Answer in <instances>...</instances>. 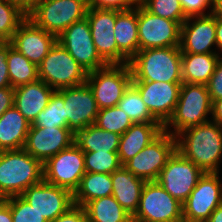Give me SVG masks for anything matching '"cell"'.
I'll use <instances>...</instances> for the list:
<instances>
[{
	"instance_id": "cell-45",
	"label": "cell",
	"mask_w": 222,
	"mask_h": 222,
	"mask_svg": "<svg viewBox=\"0 0 222 222\" xmlns=\"http://www.w3.org/2000/svg\"><path fill=\"white\" fill-rule=\"evenodd\" d=\"M18 7L26 16L36 7L41 0H8Z\"/></svg>"
},
{
	"instance_id": "cell-14",
	"label": "cell",
	"mask_w": 222,
	"mask_h": 222,
	"mask_svg": "<svg viewBox=\"0 0 222 222\" xmlns=\"http://www.w3.org/2000/svg\"><path fill=\"white\" fill-rule=\"evenodd\" d=\"M57 41L87 73L107 65L96 51L90 25L86 17L71 24L57 36Z\"/></svg>"
},
{
	"instance_id": "cell-44",
	"label": "cell",
	"mask_w": 222,
	"mask_h": 222,
	"mask_svg": "<svg viewBox=\"0 0 222 222\" xmlns=\"http://www.w3.org/2000/svg\"><path fill=\"white\" fill-rule=\"evenodd\" d=\"M14 106V88H0V117L3 113Z\"/></svg>"
},
{
	"instance_id": "cell-53",
	"label": "cell",
	"mask_w": 222,
	"mask_h": 222,
	"mask_svg": "<svg viewBox=\"0 0 222 222\" xmlns=\"http://www.w3.org/2000/svg\"><path fill=\"white\" fill-rule=\"evenodd\" d=\"M219 0H212L213 4L215 5Z\"/></svg>"
},
{
	"instance_id": "cell-43",
	"label": "cell",
	"mask_w": 222,
	"mask_h": 222,
	"mask_svg": "<svg viewBox=\"0 0 222 222\" xmlns=\"http://www.w3.org/2000/svg\"><path fill=\"white\" fill-rule=\"evenodd\" d=\"M51 222H88V220L84 208L74 205Z\"/></svg>"
},
{
	"instance_id": "cell-16",
	"label": "cell",
	"mask_w": 222,
	"mask_h": 222,
	"mask_svg": "<svg viewBox=\"0 0 222 222\" xmlns=\"http://www.w3.org/2000/svg\"><path fill=\"white\" fill-rule=\"evenodd\" d=\"M56 91L63 97L65 122L74 135L85 127L95 124L99 108L87 83Z\"/></svg>"
},
{
	"instance_id": "cell-42",
	"label": "cell",
	"mask_w": 222,
	"mask_h": 222,
	"mask_svg": "<svg viewBox=\"0 0 222 222\" xmlns=\"http://www.w3.org/2000/svg\"><path fill=\"white\" fill-rule=\"evenodd\" d=\"M9 54V42L0 46V88L11 87L7 58Z\"/></svg>"
},
{
	"instance_id": "cell-48",
	"label": "cell",
	"mask_w": 222,
	"mask_h": 222,
	"mask_svg": "<svg viewBox=\"0 0 222 222\" xmlns=\"http://www.w3.org/2000/svg\"><path fill=\"white\" fill-rule=\"evenodd\" d=\"M0 222H13L10 207L5 204L0 208Z\"/></svg>"
},
{
	"instance_id": "cell-17",
	"label": "cell",
	"mask_w": 222,
	"mask_h": 222,
	"mask_svg": "<svg viewBox=\"0 0 222 222\" xmlns=\"http://www.w3.org/2000/svg\"><path fill=\"white\" fill-rule=\"evenodd\" d=\"M21 196L29 202L48 222L66 213L72 206L73 193L45 180L28 187Z\"/></svg>"
},
{
	"instance_id": "cell-25",
	"label": "cell",
	"mask_w": 222,
	"mask_h": 222,
	"mask_svg": "<svg viewBox=\"0 0 222 222\" xmlns=\"http://www.w3.org/2000/svg\"><path fill=\"white\" fill-rule=\"evenodd\" d=\"M114 37L118 50L130 61L139 51L138 5L128 10H116Z\"/></svg>"
},
{
	"instance_id": "cell-32",
	"label": "cell",
	"mask_w": 222,
	"mask_h": 222,
	"mask_svg": "<svg viewBox=\"0 0 222 222\" xmlns=\"http://www.w3.org/2000/svg\"><path fill=\"white\" fill-rule=\"evenodd\" d=\"M133 123H159L142 101L139 91L131 84L117 105Z\"/></svg>"
},
{
	"instance_id": "cell-9",
	"label": "cell",
	"mask_w": 222,
	"mask_h": 222,
	"mask_svg": "<svg viewBox=\"0 0 222 222\" xmlns=\"http://www.w3.org/2000/svg\"><path fill=\"white\" fill-rule=\"evenodd\" d=\"M176 150V136L163 130L123 166L146 182L157 181L161 170Z\"/></svg>"
},
{
	"instance_id": "cell-33",
	"label": "cell",
	"mask_w": 222,
	"mask_h": 222,
	"mask_svg": "<svg viewBox=\"0 0 222 222\" xmlns=\"http://www.w3.org/2000/svg\"><path fill=\"white\" fill-rule=\"evenodd\" d=\"M64 106L63 97L57 91H55L51 96L47 107L38 114L34 123L31 125L41 128H68V124L65 122Z\"/></svg>"
},
{
	"instance_id": "cell-5",
	"label": "cell",
	"mask_w": 222,
	"mask_h": 222,
	"mask_svg": "<svg viewBox=\"0 0 222 222\" xmlns=\"http://www.w3.org/2000/svg\"><path fill=\"white\" fill-rule=\"evenodd\" d=\"M87 76L88 73L58 41L38 66L39 79L55 90L82 85Z\"/></svg>"
},
{
	"instance_id": "cell-47",
	"label": "cell",
	"mask_w": 222,
	"mask_h": 222,
	"mask_svg": "<svg viewBox=\"0 0 222 222\" xmlns=\"http://www.w3.org/2000/svg\"><path fill=\"white\" fill-rule=\"evenodd\" d=\"M216 47L222 54V18L216 16Z\"/></svg>"
},
{
	"instance_id": "cell-23",
	"label": "cell",
	"mask_w": 222,
	"mask_h": 222,
	"mask_svg": "<svg viewBox=\"0 0 222 222\" xmlns=\"http://www.w3.org/2000/svg\"><path fill=\"white\" fill-rule=\"evenodd\" d=\"M112 195L133 216L138 209L145 180L138 178L124 166L111 174Z\"/></svg>"
},
{
	"instance_id": "cell-6",
	"label": "cell",
	"mask_w": 222,
	"mask_h": 222,
	"mask_svg": "<svg viewBox=\"0 0 222 222\" xmlns=\"http://www.w3.org/2000/svg\"><path fill=\"white\" fill-rule=\"evenodd\" d=\"M87 0H41L27 15L36 26L56 37L86 17Z\"/></svg>"
},
{
	"instance_id": "cell-29",
	"label": "cell",
	"mask_w": 222,
	"mask_h": 222,
	"mask_svg": "<svg viewBox=\"0 0 222 222\" xmlns=\"http://www.w3.org/2000/svg\"><path fill=\"white\" fill-rule=\"evenodd\" d=\"M111 174L86 172L73 193L74 205L83 207L87 202L112 195Z\"/></svg>"
},
{
	"instance_id": "cell-1",
	"label": "cell",
	"mask_w": 222,
	"mask_h": 222,
	"mask_svg": "<svg viewBox=\"0 0 222 222\" xmlns=\"http://www.w3.org/2000/svg\"><path fill=\"white\" fill-rule=\"evenodd\" d=\"M177 150L204 172L220 173L222 128L213 120L189 127L176 135Z\"/></svg>"
},
{
	"instance_id": "cell-37",
	"label": "cell",
	"mask_w": 222,
	"mask_h": 222,
	"mask_svg": "<svg viewBox=\"0 0 222 222\" xmlns=\"http://www.w3.org/2000/svg\"><path fill=\"white\" fill-rule=\"evenodd\" d=\"M142 5L152 14L176 21L180 25L188 18L179 0H147Z\"/></svg>"
},
{
	"instance_id": "cell-34",
	"label": "cell",
	"mask_w": 222,
	"mask_h": 222,
	"mask_svg": "<svg viewBox=\"0 0 222 222\" xmlns=\"http://www.w3.org/2000/svg\"><path fill=\"white\" fill-rule=\"evenodd\" d=\"M134 123L118 106L99 109L95 125L105 131L124 134Z\"/></svg>"
},
{
	"instance_id": "cell-8",
	"label": "cell",
	"mask_w": 222,
	"mask_h": 222,
	"mask_svg": "<svg viewBox=\"0 0 222 222\" xmlns=\"http://www.w3.org/2000/svg\"><path fill=\"white\" fill-rule=\"evenodd\" d=\"M86 83L94 94L99 109L117 106L132 84L129 64H107L88 73Z\"/></svg>"
},
{
	"instance_id": "cell-30",
	"label": "cell",
	"mask_w": 222,
	"mask_h": 222,
	"mask_svg": "<svg viewBox=\"0 0 222 222\" xmlns=\"http://www.w3.org/2000/svg\"><path fill=\"white\" fill-rule=\"evenodd\" d=\"M83 208L88 222H132V216L113 195L91 200Z\"/></svg>"
},
{
	"instance_id": "cell-26",
	"label": "cell",
	"mask_w": 222,
	"mask_h": 222,
	"mask_svg": "<svg viewBox=\"0 0 222 222\" xmlns=\"http://www.w3.org/2000/svg\"><path fill=\"white\" fill-rule=\"evenodd\" d=\"M30 123L14 106L0 117V152L23 149Z\"/></svg>"
},
{
	"instance_id": "cell-4",
	"label": "cell",
	"mask_w": 222,
	"mask_h": 222,
	"mask_svg": "<svg viewBox=\"0 0 222 222\" xmlns=\"http://www.w3.org/2000/svg\"><path fill=\"white\" fill-rule=\"evenodd\" d=\"M212 104L205 84L182 83L175 110L163 130L176 136L184 129L208 122Z\"/></svg>"
},
{
	"instance_id": "cell-21",
	"label": "cell",
	"mask_w": 222,
	"mask_h": 222,
	"mask_svg": "<svg viewBox=\"0 0 222 222\" xmlns=\"http://www.w3.org/2000/svg\"><path fill=\"white\" fill-rule=\"evenodd\" d=\"M56 41L54 34L46 32L26 18L19 25L10 43L19 53L39 66Z\"/></svg>"
},
{
	"instance_id": "cell-13",
	"label": "cell",
	"mask_w": 222,
	"mask_h": 222,
	"mask_svg": "<svg viewBox=\"0 0 222 222\" xmlns=\"http://www.w3.org/2000/svg\"><path fill=\"white\" fill-rule=\"evenodd\" d=\"M181 25L138 5L139 50L180 46Z\"/></svg>"
},
{
	"instance_id": "cell-10",
	"label": "cell",
	"mask_w": 222,
	"mask_h": 222,
	"mask_svg": "<svg viewBox=\"0 0 222 222\" xmlns=\"http://www.w3.org/2000/svg\"><path fill=\"white\" fill-rule=\"evenodd\" d=\"M84 152L73 143L43 164V180L72 193L85 175Z\"/></svg>"
},
{
	"instance_id": "cell-52",
	"label": "cell",
	"mask_w": 222,
	"mask_h": 222,
	"mask_svg": "<svg viewBox=\"0 0 222 222\" xmlns=\"http://www.w3.org/2000/svg\"><path fill=\"white\" fill-rule=\"evenodd\" d=\"M136 5H142L147 0H134Z\"/></svg>"
},
{
	"instance_id": "cell-12",
	"label": "cell",
	"mask_w": 222,
	"mask_h": 222,
	"mask_svg": "<svg viewBox=\"0 0 222 222\" xmlns=\"http://www.w3.org/2000/svg\"><path fill=\"white\" fill-rule=\"evenodd\" d=\"M204 173L201 168L176 150L161 170L157 182L172 197L183 203Z\"/></svg>"
},
{
	"instance_id": "cell-11",
	"label": "cell",
	"mask_w": 222,
	"mask_h": 222,
	"mask_svg": "<svg viewBox=\"0 0 222 222\" xmlns=\"http://www.w3.org/2000/svg\"><path fill=\"white\" fill-rule=\"evenodd\" d=\"M222 204V182L219 173L205 172L189 197L182 203L183 222H206Z\"/></svg>"
},
{
	"instance_id": "cell-7",
	"label": "cell",
	"mask_w": 222,
	"mask_h": 222,
	"mask_svg": "<svg viewBox=\"0 0 222 222\" xmlns=\"http://www.w3.org/2000/svg\"><path fill=\"white\" fill-rule=\"evenodd\" d=\"M132 222H183L182 203L157 181L146 182Z\"/></svg>"
},
{
	"instance_id": "cell-39",
	"label": "cell",
	"mask_w": 222,
	"mask_h": 222,
	"mask_svg": "<svg viewBox=\"0 0 222 222\" xmlns=\"http://www.w3.org/2000/svg\"><path fill=\"white\" fill-rule=\"evenodd\" d=\"M187 17L190 16H207L213 14L214 4L212 0H179ZM206 9L207 13L205 12Z\"/></svg>"
},
{
	"instance_id": "cell-20",
	"label": "cell",
	"mask_w": 222,
	"mask_h": 222,
	"mask_svg": "<svg viewBox=\"0 0 222 222\" xmlns=\"http://www.w3.org/2000/svg\"><path fill=\"white\" fill-rule=\"evenodd\" d=\"M75 135L69 128H41L30 125L24 149L44 164L61 150L69 148Z\"/></svg>"
},
{
	"instance_id": "cell-46",
	"label": "cell",
	"mask_w": 222,
	"mask_h": 222,
	"mask_svg": "<svg viewBox=\"0 0 222 222\" xmlns=\"http://www.w3.org/2000/svg\"><path fill=\"white\" fill-rule=\"evenodd\" d=\"M210 119L222 128V98L213 101L212 117Z\"/></svg>"
},
{
	"instance_id": "cell-3",
	"label": "cell",
	"mask_w": 222,
	"mask_h": 222,
	"mask_svg": "<svg viewBox=\"0 0 222 222\" xmlns=\"http://www.w3.org/2000/svg\"><path fill=\"white\" fill-rule=\"evenodd\" d=\"M43 180V164L24 148L0 152V191L6 197L21 195Z\"/></svg>"
},
{
	"instance_id": "cell-2",
	"label": "cell",
	"mask_w": 222,
	"mask_h": 222,
	"mask_svg": "<svg viewBox=\"0 0 222 222\" xmlns=\"http://www.w3.org/2000/svg\"><path fill=\"white\" fill-rule=\"evenodd\" d=\"M128 64L132 81L183 83L180 46L139 50Z\"/></svg>"
},
{
	"instance_id": "cell-38",
	"label": "cell",
	"mask_w": 222,
	"mask_h": 222,
	"mask_svg": "<svg viewBox=\"0 0 222 222\" xmlns=\"http://www.w3.org/2000/svg\"><path fill=\"white\" fill-rule=\"evenodd\" d=\"M6 204L10 207L13 222H48L21 195L7 197Z\"/></svg>"
},
{
	"instance_id": "cell-41",
	"label": "cell",
	"mask_w": 222,
	"mask_h": 222,
	"mask_svg": "<svg viewBox=\"0 0 222 222\" xmlns=\"http://www.w3.org/2000/svg\"><path fill=\"white\" fill-rule=\"evenodd\" d=\"M206 86L212 102L222 98V58L217 63L214 73Z\"/></svg>"
},
{
	"instance_id": "cell-36",
	"label": "cell",
	"mask_w": 222,
	"mask_h": 222,
	"mask_svg": "<svg viewBox=\"0 0 222 222\" xmlns=\"http://www.w3.org/2000/svg\"><path fill=\"white\" fill-rule=\"evenodd\" d=\"M85 171L112 174L123 165L117 152H84Z\"/></svg>"
},
{
	"instance_id": "cell-22",
	"label": "cell",
	"mask_w": 222,
	"mask_h": 222,
	"mask_svg": "<svg viewBox=\"0 0 222 222\" xmlns=\"http://www.w3.org/2000/svg\"><path fill=\"white\" fill-rule=\"evenodd\" d=\"M55 91L40 79L15 87L14 107L19 110L31 125L38 114L47 107Z\"/></svg>"
},
{
	"instance_id": "cell-24",
	"label": "cell",
	"mask_w": 222,
	"mask_h": 222,
	"mask_svg": "<svg viewBox=\"0 0 222 222\" xmlns=\"http://www.w3.org/2000/svg\"><path fill=\"white\" fill-rule=\"evenodd\" d=\"M160 123H134L120 136L118 155L122 165L137 155L161 132Z\"/></svg>"
},
{
	"instance_id": "cell-27",
	"label": "cell",
	"mask_w": 222,
	"mask_h": 222,
	"mask_svg": "<svg viewBox=\"0 0 222 222\" xmlns=\"http://www.w3.org/2000/svg\"><path fill=\"white\" fill-rule=\"evenodd\" d=\"M222 55L181 53L182 81L189 84H207Z\"/></svg>"
},
{
	"instance_id": "cell-31",
	"label": "cell",
	"mask_w": 222,
	"mask_h": 222,
	"mask_svg": "<svg viewBox=\"0 0 222 222\" xmlns=\"http://www.w3.org/2000/svg\"><path fill=\"white\" fill-rule=\"evenodd\" d=\"M7 64L10 83L13 88L39 79L38 66L14 49L10 42Z\"/></svg>"
},
{
	"instance_id": "cell-40",
	"label": "cell",
	"mask_w": 222,
	"mask_h": 222,
	"mask_svg": "<svg viewBox=\"0 0 222 222\" xmlns=\"http://www.w3.org/2000/svg\"><path fill=\"white\" fill-rule=\"evenodd\" d=\"M88 8L128 10L136 6L134 0H87Z\"/></svg>"
},
{
	"instance_id": "cell-49",
	"label": "cell",
	"mask_w": 222,
	"mask_h": 222,
	"mask_svg": "<svg viewBox=\"0 0 222 222\" xmlns=\"http://www.w3.org/2000/svg\"><path fill=\"white\" fill-rule=\"evenodd\" d=\"M206 222H222V204L211 213Z\"/></svg>"
},
{
	"instance_id": "cell-19",
	"label": "cell",
	"mask_w": 222,
	"mask_h": 222,
	"mask_svg": "<svg viewBox=\"0 0 222 222\" xmlns=\"http://www.w3.org/2000/svg\"><path fill=\"white\" fill-rule=\"evenodd\" d=\"M216 46V15L190 16L181 24V53L220 54Z\"/></svg>"
},
{
	"instance_id": "cell-15",
	"label": "cell",
	"mask_w": 222,
	"mask_h": 222,
	"mask_svg": "<svg viewBox=\"0 0 222 222\" xmlns=\"http://www.w3.org/2000/svg\"><path fill=\"white\" fill-rule=\"evenodd\" d=\"M86 18L97 53L107 64H128L129 60L118 50L114 37L116 10L88 8Z\"/></svg>"
},
{
	"instance_id": "cell-51",
	"label": "cell",
	"mask_w": 222,
	"mask_h": 222,
	"mask_svg": "<svg viewBox=\"0 0 222 222\" xmlns=\"http://www.w3.org/2000/svg\"><path fill=\"white\" fill-rule=\"evenodd\" d=\"M7 197L6 196H0V208L6 204Z\"/></svg>"
},
{
	"instance_id": "cell-28",
	"label": "cell",
	"mask_w": 222,
	"mask_h": 222,
	"mask_svg": "<svg viewBox=\"0 0 222 222\" xmlns=\"http://www.w3.org/2000/svg\"><path fill=\"white\" fill-rule=\"evenodd\" d=\"M120 136L91 124L75 134L74 143L83 152H118Z\"/></svg>"
},
{
	"instance_id": "cell-50",
	"label": "cell",
	"mask_w": 222,
	"mask_h": 222,
	"mask_svg": "<svg viewBox=\"0 0 222 222\" xmlns=\"http://www.w3.org/2000/svg\"><path fill=\"white\" fill-rule=\"evenodd\" d=\"M216 16L222 18V0H219L215 5H214V12Z\"/></svg>"
},
{
	"instance_id": "cell-18",
	"label": "cell",
	"mask_w": 222,
	"mask_h": 222,
	"mask_svg": "<svg viewBox=\"0 0 222 222\" xmlns=\"http://www.w3.org/2000/svg\"><path fill=\"white\" fill-rule=\"evenodd\" d=\"M132 85L152 116L164 126L175 110L182 83L132 81Z\"/></svg>"
},
{
	"instance_id": "cell-54",
	"label": "cell",
	"mask_w": 222,
	"mask_h": 222,
	"mask_svg": "<svg viewBox=\"0 0 222 222\" xmlns=\"http://www.w3.org/2000/svg\"><path fill=\"white\" fill-rule=\"evenodd\" d=\"M3 43H4V41L0 39V46H1Z\"/></svg>"
},
{
	"instance_id": "cell-35",
	"label": "cell",
	"mask_w": 222,
	"mask_h": 222,
	"mask_svg": "<svg viewBox=\"0 0 222 222\" xmlns=\"http://www.w3.org/2000/svg\"><path fill=\"white\" fill-rule=\"evenodd\" d=\"M27 16L8 0H0V39L10 42Z\"/></svg>"
}]
</instances>
